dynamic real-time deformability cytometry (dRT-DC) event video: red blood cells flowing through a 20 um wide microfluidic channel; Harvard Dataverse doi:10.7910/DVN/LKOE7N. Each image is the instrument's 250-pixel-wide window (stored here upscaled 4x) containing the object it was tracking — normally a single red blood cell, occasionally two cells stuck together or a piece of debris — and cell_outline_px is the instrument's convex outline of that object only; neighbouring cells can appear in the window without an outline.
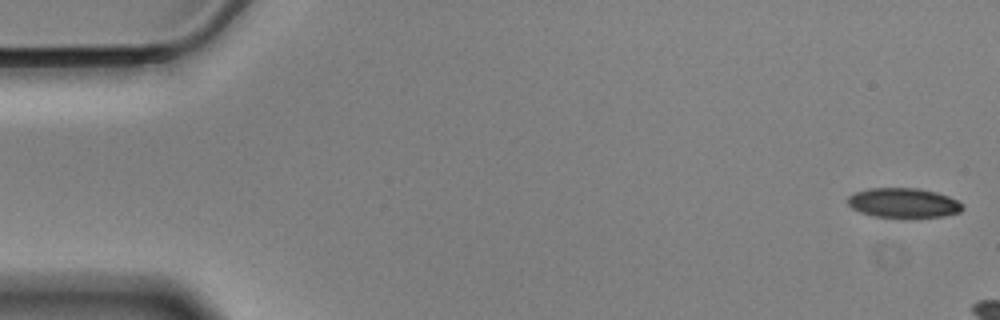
{"species": "Egyptian fruit bat (a non-hibernating species)", "species_latin": "Rousettus aegyptiacus", "temperature_condition": "cold", "stored_images_in_passage": 8, "camera_frame_rate_fps": 3000, "um_per_image_px": 0.085, "animal": {"sex": "male"}, "frame": {"image": 1, "passage_image": 1, "time_ms": 0.0, "image_size_px": [1000, 320], "cell_outline_px": [[964, 208], [960, 212], [944, 216], [876, 216], [860, 212], [852, 208], [848, 204], [848, 196], [852, 192], [868, 188], [920, 188], [936, 192], [948, 196], [964, 204]], "centroid_in_image_um": [76.78, 17.21], "position_along_channel_um": 8.2, "area_um2": 19.65}}